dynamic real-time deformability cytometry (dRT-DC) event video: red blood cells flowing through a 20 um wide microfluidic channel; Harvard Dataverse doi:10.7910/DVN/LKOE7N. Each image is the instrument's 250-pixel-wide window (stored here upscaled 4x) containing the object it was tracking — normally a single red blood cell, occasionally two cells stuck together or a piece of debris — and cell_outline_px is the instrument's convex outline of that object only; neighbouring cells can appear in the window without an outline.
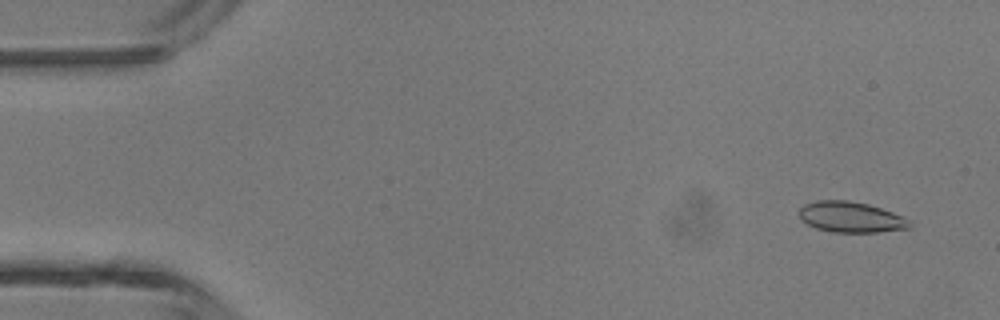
{"species": "common noctule bat (a hibernating species)", "species_latin": "Nyctalus noctula", "temperature_condition": "room temperature", "stored_images_in_passage": 4, "camera_frame_rate_fps": 3000, "um_per_image_px": 0.085, "animal": {"sex": "male", "body_mass_g": 13.3}, "frame": {"image": 1, "passage_image": 1, "time_ms": 0.0, "image_size_px": [1000, 320], "cell_outline_px": [[912, 228], [876, 232], [832, 232], [816, 228], [800, 220], [800, 208], [804, 204], [816, 200], [848, 200], [868, 204], [904, 216], [912, 224]], "centroid_in_image_um": [72.33, 18.45], "position_along_channel_um": 12.7, "area_um2": 19.83}}
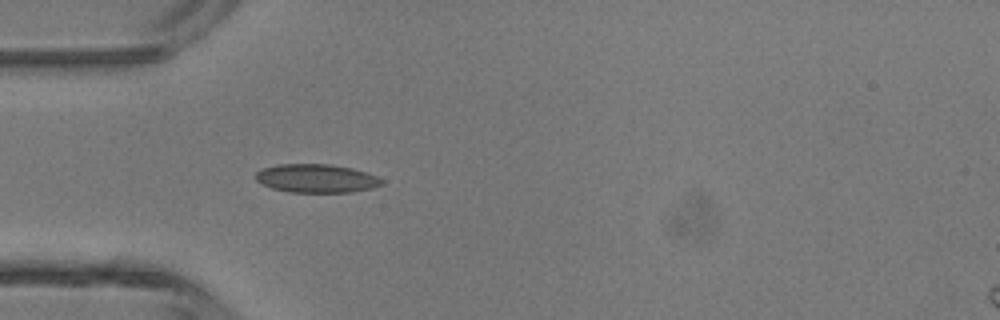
{"frame": {"image": 2, "passage_image": 4, "time_ms": 1.0, "image_size_px": [1000, 320], "cell_outline_px": [[384, 184], [372, 188], [352, 192], [288, 192], [272, 188], [256, 180], [256, 172], [264, 168], [280, 164], [332, 164], [352, 168], [376, 176], [384, 180]], "centroid_in_image_um": [26.92, 15.16], "position_along_channel_um": 58.1, "area_um2": 20.87}}